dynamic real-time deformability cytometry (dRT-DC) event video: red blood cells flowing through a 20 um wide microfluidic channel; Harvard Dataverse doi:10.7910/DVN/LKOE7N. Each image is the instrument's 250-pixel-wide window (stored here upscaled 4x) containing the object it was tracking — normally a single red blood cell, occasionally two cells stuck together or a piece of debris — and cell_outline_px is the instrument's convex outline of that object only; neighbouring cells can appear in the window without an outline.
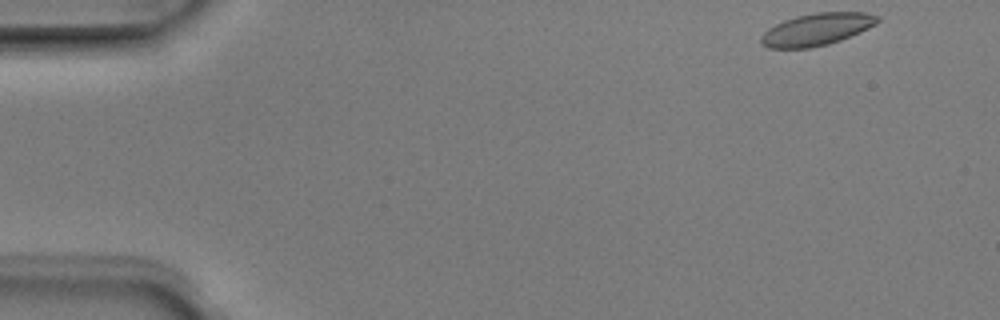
{"species": "Egyptian fruit bat (a non-hibernating species)", "species_latin": "Rousettus aegyptiacus", "temperature_condition": "room temperature", "stored_images_in_passage": 4, "camera_frame_rate_fps": 3000, "um_per_image_px": 0.085, "animal": {"sex": "male"}, "frame": {"image": 1, "passage_image": 1, "time_ms": 0.0, "image_size_px": [1000, 320], "cell_outline_px": [[880, 20], [876, 24], [860, 32], [840, 40], [828, 44], [812, 48], [768, 48], [760, 44], [760, 36], [768, 28], [784, 20], [796, 16], [816, 12], [864, 12], [876, 16]], "centroid_in_image_um": [69.38, 2.5], "position_along_channel_um": 15.6, "area_um2": 21.85}}
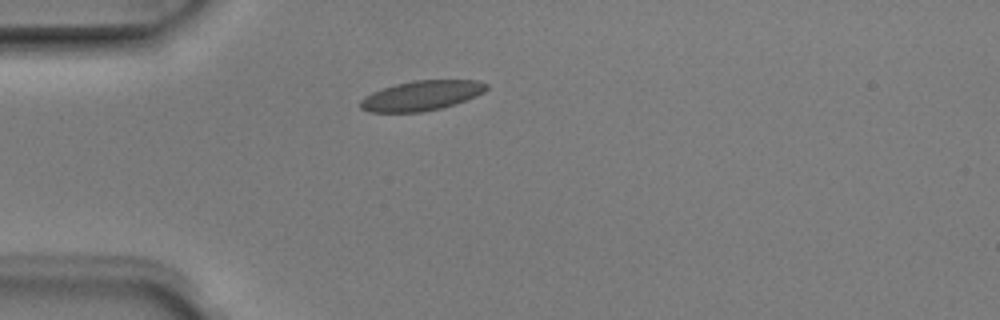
{"frame": {"image": 2, "passage_image": 4, "time_ms": 1.0, "image_size_px": [1000, 320], "cell_outline_px": [[488, 88], [484, 92], [476, 96], [456, 104], [424, 112], [368, 112], [360, 108], [360, 100], [364, 96], [372, 92], [396, 84], [412, 80], [480, 80], [488, 84]], "centroid_in_image_um": [35.84, 8.12], "position_along_channel_um": 49.2, "area_um2": 22.08}}